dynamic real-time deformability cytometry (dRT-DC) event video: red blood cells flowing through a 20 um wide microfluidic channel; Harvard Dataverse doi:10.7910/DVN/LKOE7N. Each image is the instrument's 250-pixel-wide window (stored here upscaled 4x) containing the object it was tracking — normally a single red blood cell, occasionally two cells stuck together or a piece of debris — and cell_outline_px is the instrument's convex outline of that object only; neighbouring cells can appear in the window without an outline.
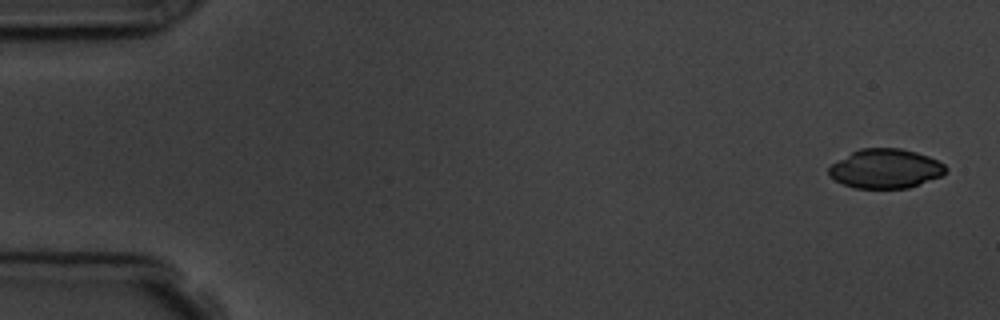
{"species": "common noctule bat (a hibernating species)", "species_latin": "Nyctalus noctula", "temperature_condition": "room temperature", "stored_images_in_passage": 4, "camera_frame_rate_fps": 3000, "um_per_image_px": 0.085, "animal": {"sex": "male", "body_mass_g": 19.5, "forearm_length_mm": 54.6}, "frame": {"image": 1, "passage_image": 1, "time_ms": 0.0, "image_size_px": [1000, 320], "cell_outline_px": [[948, 172], [940, 176], [908, 188], [852, 188], [828, 176], [828, 168], [832, 164], [852, 152], [860, 148], [900, 148], [916, 152], [928, 156], [944, 164], [948, 168]], "centroid_in_image_um": [75.27, 14.33], "position_along_channel_um": 9.7, "area_um2": 26.7}}